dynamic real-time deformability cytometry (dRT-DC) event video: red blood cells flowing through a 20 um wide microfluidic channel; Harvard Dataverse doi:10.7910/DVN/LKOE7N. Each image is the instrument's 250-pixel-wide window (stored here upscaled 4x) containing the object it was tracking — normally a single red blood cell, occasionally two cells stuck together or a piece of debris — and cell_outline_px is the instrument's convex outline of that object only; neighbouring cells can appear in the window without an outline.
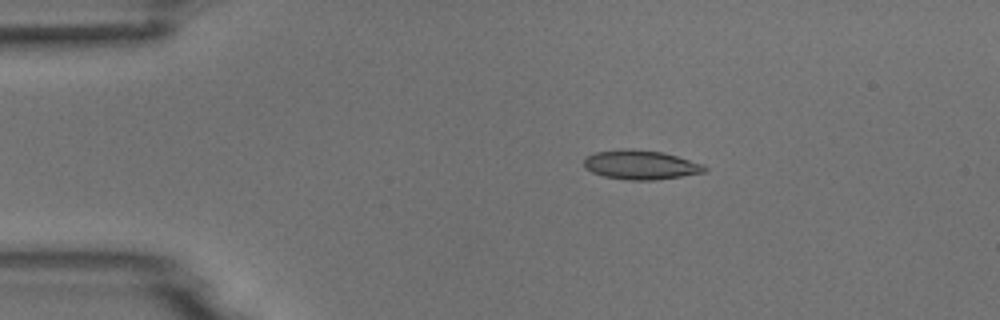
{"species": "common noctule bat (a hibernating species)", "species_latin": "Nyctalus noctula", "temperature_condition": "room temperature", "stored_images_in_passage": 4, "camera_frame_rate_fps": 3000, "um_per_image_px": 0.085, "animal": {"sex": "male", "body_mass_g": 18.8}, "frame": {"image": 1, "passage_image": 3, "time_ms": 3.0, "image_size_px": [1000, 320], "cell_outline_px": [[708, 168], [704, 172], [656, 180], [628, 180], [604, 176], [592, 172], [584, 168], [584, 160], [588, 156], [596, 152], [620, 148], [632, 148], [664, 152], [704, 164]], "centroid_in_image_um": [54.46, 14.0], "position_along_channel_um": 30.5, "area_um2": 20.69}}